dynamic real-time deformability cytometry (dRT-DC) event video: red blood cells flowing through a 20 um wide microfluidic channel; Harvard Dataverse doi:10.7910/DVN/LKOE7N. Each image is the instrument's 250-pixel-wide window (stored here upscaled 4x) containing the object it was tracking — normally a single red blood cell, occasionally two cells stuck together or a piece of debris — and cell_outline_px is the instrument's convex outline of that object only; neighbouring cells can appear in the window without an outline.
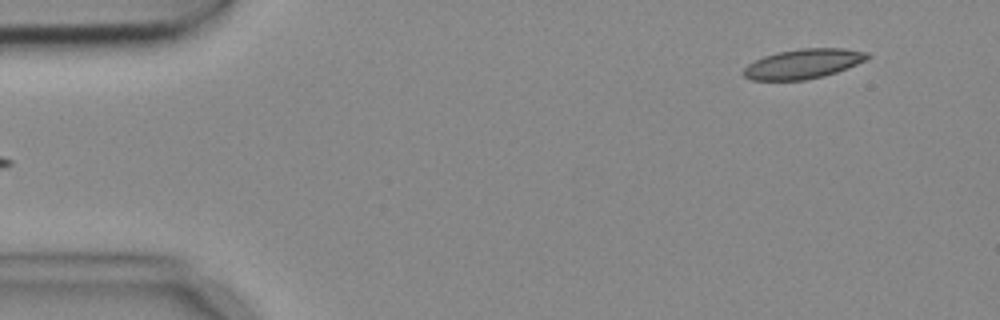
{"species": "common noctule bat (a hibernating species)", "species_latin": "Nyctalus noctula", "temperature_condition": "cold", "stored_images_in_passage": 5, "segment_of_instrument_passage": [2, 2], "camera_frame_rate_fps": 3000, "um_per_image_px": 0.085, "animal": {"sex": "female", "body_mass_g": 18.4}, "frame": {"image": 1, "passage_image": 5, "time_ms": 1.333, "image_size_px": [1000, 320], "cell_outline_px": [[872, 56], [868, 60], [848, 68], [824, 76], [804, 80], [752, 80], [744, 76], [740, 72], [748, 64], [764, 56], [776, 52], [800, 48], [844, 48], [868, 52]], "centroid_in_image_um": [68.3, 5.42], "position_along_channel_um": 16.7, "area_um2": 21.68}}